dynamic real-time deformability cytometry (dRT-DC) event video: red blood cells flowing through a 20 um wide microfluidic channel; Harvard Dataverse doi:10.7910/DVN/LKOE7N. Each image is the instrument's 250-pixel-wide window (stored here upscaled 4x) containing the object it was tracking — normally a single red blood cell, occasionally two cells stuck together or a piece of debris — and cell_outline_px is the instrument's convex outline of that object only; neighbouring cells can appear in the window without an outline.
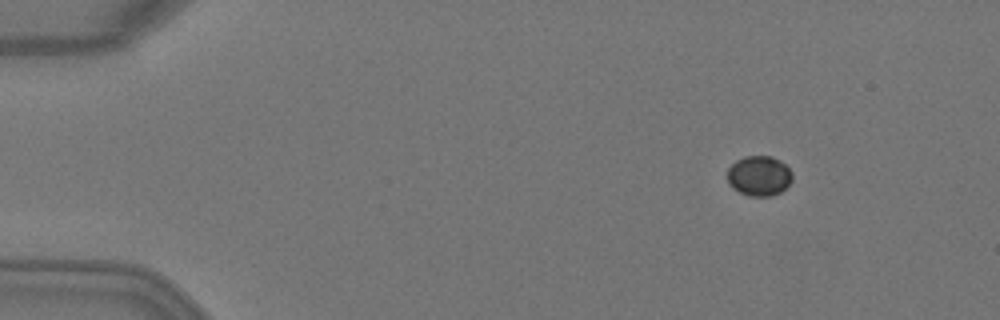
{"species": "Egyptian fruit bat (a non-hibernating species)", "species_latin": "Rousettus aegyptiacus", "temperature_condition": "warm", "stored_images_in_passage": 4, "camera_frame_rate_fps": 3000, "um_per_image_px": 0.085, "animal": {"sex": "female"}, "frame": {"image": 1, "passage_image": 1, "time_ms": 0.0, "image_size_px": [1000, 320], "cell_outline_px": [[792, 180], [780, 192], [772, 196], [752, 196], [740, 192], [732, 188], [728, 184], [728, 168], [736, 160], [744, 156], [772, 156], [784, 164], [792, 172]], "centroid_in_image_um": [64.51, 14.94], "position_along_channel_um": 20.5, "area_um2": 15.09}}